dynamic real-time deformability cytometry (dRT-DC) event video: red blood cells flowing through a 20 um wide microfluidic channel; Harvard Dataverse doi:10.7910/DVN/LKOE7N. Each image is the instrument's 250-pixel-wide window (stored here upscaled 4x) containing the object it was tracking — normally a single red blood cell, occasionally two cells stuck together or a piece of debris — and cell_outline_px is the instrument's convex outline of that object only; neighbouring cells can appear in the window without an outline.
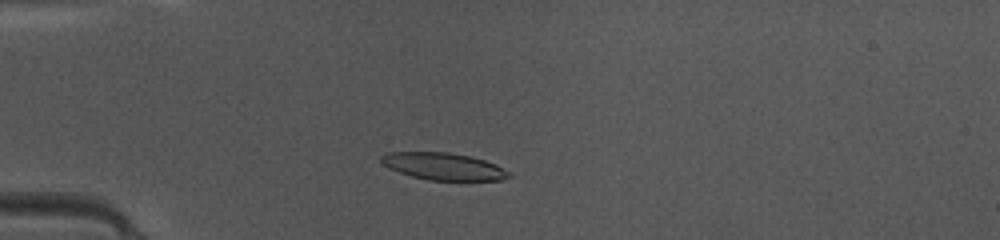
{"species": "common noctule bat (a hibernating species)", "species_latin": "Nyctalus noctula", "temperature_condition": "warm", "stored_images_in_passage": 47, "camera_frame_rate_fps": 3000, "um_per_image_px": 0.085, "animal": {"sex": "female", "body_mass_g": 10.0, "forearm_length_mm": 53.1}, "frame": {"image": 1, "passage_image": 13, "time_ms": 4.0, "image_size_px": [1000, 240], "cell_outline_px": [[512, 176], [500, 180], [428, 180], [412, 176], [400, 172], [384, 164], [380, 160], [380, 156], [388, 152], [448, 152], [472, 156], [496, 164], [508, 172]], "centroid_in_image_um": [37.71, 14.13], "position_along_channel_um": 47.3, "area_um2": 20.0}}
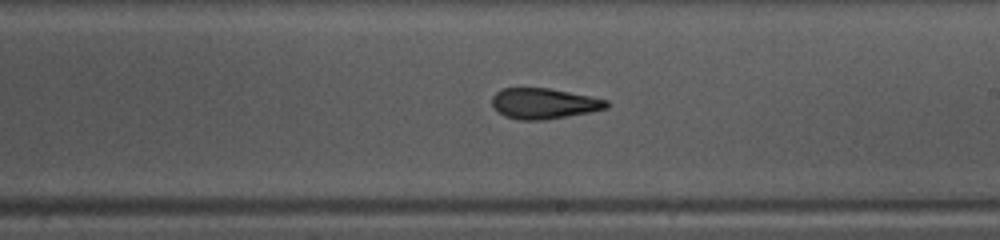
{"frame": {"image": 2, "passage_image": 28, "time_ms": 9.0, "image_size_px": [1000, 240], "cell_outline_px": [[608, 108], [588, 112], [544, 120], [520, 120], [504, 116], [492, 104], [492, 96], [496, 92], [504, 88], [548, 88], [592, 96], [608, 100]], "centroid_in_image_um": [46.24, 8.79], "position_along_channel_um": 242.8, "area_um2": 20.29}}
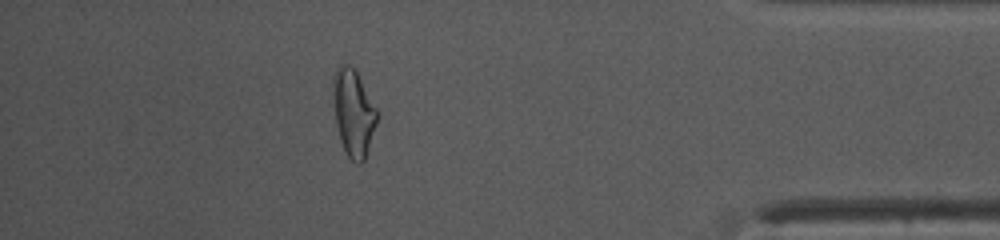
{"frame": {"image": 3, "passage_image": 42, "time_ms": 13.667, "image_size_px": [1000, 240], "cell_outline_px": [[380, 112], [364, 160], [360, 164], [356, 164], [344, 152], [340, 140], [336, 124], [332, 96], [332, 76], [336, 68], [340, 64], [348, 64], [356, 72]], "centroid_in_image_um": [30.03, 9.57], "position_along_channel_um": 405.2, "area_um2": 22.48}, "authors_computed_cell_mechanics": {"area_um2": 20.9236, "velocity_mm_per_s": 4.2413, "shape_relaxation_time_tau1_ms": null, "shape_relaxation_time_tau2_ms": 1.7384, "deformation_change_tau1": null, "deformation_change_tau2": 0.1045}}